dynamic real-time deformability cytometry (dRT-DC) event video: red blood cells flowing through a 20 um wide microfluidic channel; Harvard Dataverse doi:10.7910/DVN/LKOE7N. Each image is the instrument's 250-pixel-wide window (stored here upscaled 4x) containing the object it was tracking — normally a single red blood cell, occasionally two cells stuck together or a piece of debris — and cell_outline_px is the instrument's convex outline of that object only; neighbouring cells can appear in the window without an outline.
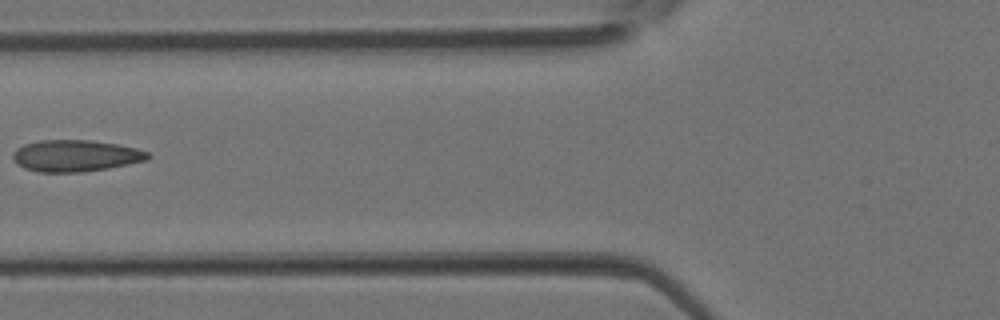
{"species": "Egyptian fruit bat (a non-hibernating species)", "species_latin": "Rousettus aegyptiacus", "temperature_condition": "room temperature", "stored_images_in_passage": 4, "camera_frame_rate_fps": 3000, "um_per_image_px": 0.085, "animal": {"sex": "female"}, "frame": {"image": 1, "passage_image": 4, "time_ms": 1.0, "image_size_px": [1000, 320], "cell_outline_px": [[152, 156], [148, 160], [108, 168], [84, 172], [36, 172], [24, 168], [16, 164], [12, 160], [12, 156], [16, 148], [24, 144], [40, 140], [88, 140], [116, 144], [136, 148], [148, 152]], "centroid_in_image_um": [6.4, 13.25], "position_along_channel_um": 119.4, "area_um2": 25.03}}